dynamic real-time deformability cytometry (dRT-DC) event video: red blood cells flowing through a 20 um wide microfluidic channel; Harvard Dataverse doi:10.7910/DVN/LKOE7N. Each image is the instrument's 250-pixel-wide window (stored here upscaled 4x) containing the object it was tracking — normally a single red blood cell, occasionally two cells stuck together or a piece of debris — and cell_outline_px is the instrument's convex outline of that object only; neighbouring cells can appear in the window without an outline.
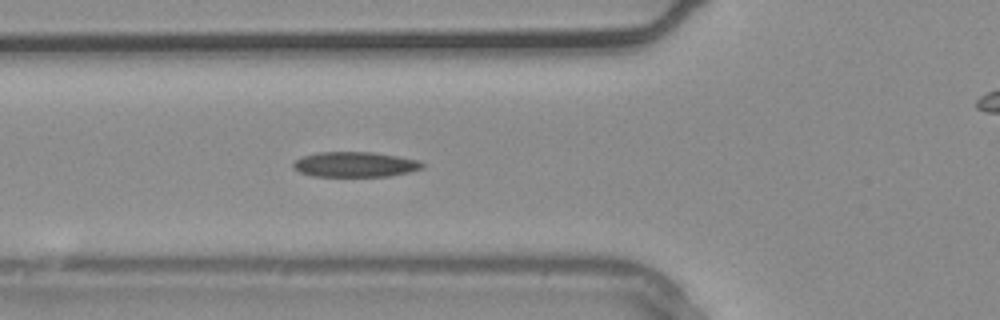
{"species": "common noctule bat (a hibernating species)", "species_latin": "Nyctalus noctula", "temperature_condition": "warm", "stored_images_in_passage": 16, "camera_frame_rate_fps": 3000, "um_per_image_px": 0.085, "animal": {"sex": "male", "body_mass_g": 20.4}, "frame": {"image": 1, "passage_image": 7, "time_ms": 2.0, "image_size_px": [1000, 320], "cell_outline_px": [[424, 168], [408, 172], [388, 176], [312, 176], [300, 172], [292, 168], [292, 164], [296, 160], [304, 156], [316, 152], [372, 152], [420, 160], [424, 164]], "centroid_in_image_um": [30.17, 13.97], "position_along_channel_um": 95.6, "area_um2": 18.9}}